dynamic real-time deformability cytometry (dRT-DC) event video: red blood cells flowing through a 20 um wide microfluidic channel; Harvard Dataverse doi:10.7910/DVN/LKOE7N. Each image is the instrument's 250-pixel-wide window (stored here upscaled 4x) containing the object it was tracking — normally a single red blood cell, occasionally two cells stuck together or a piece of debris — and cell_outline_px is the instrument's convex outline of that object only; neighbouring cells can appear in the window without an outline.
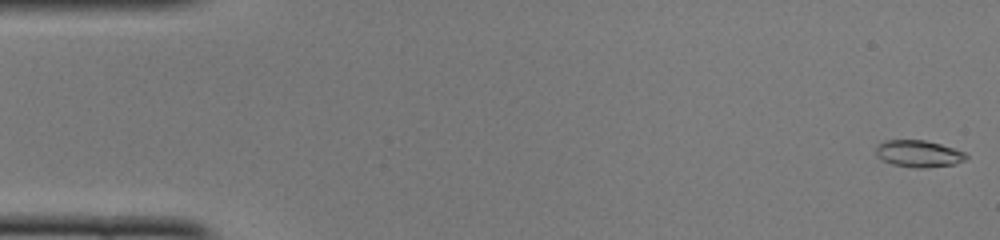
{"species": "common noctule bat (a hibernating species)", "species_latin": "Nyctalus noctula", "temperature_condition": "cold", "stored_images_in_passage": 50, "camera_frame_rate_fps": 3000, "um_per_image_px": 0.085, "animal": {"sex": "female", "body_mass_g": 22.0, "forearm_length_mm": 56.7}, "frame": {"image": 1, "passage_image": 1, "time_ms": 0.0, "image_size_px": [1000, 240], "cell_outline_px": [[968, 156], [964, 160], [956, 164], [924, 168], [916, 168], [892, 164], [880, 160], [876, 156], [876, 144], [884, 140], [924, 140], [940, 144], [964, 152]], "centroid_in_image_um": [78.03, 13.06], "position_along_channel_um": 7.0, "area_um2": 14.22}}
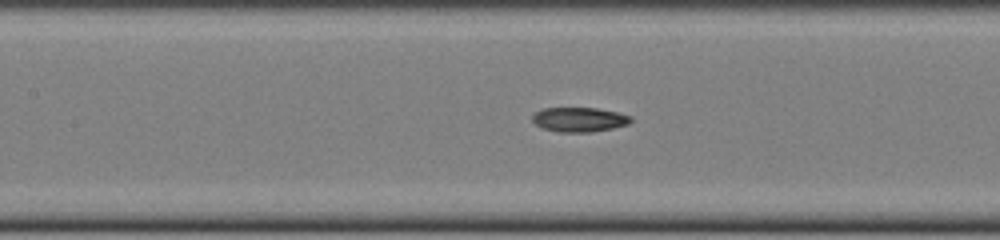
{"frame": {"image": 2, "passage_image": 22, "time_ms": 7.0, "image_size_px": [1000, 240], "cell_outline_px": [[632, 120], [628, 124], [612, 128], [592, 132], [556, 132], [544, 128], [536, 124], [532, 120], [532, 112], [544, 108], [596, 108], [616, 112], [632, 116]], "centroid_in_image_um": [49.21, 10.16], "position_along_channel_um": 158.2, "area_um2": 14.1}}
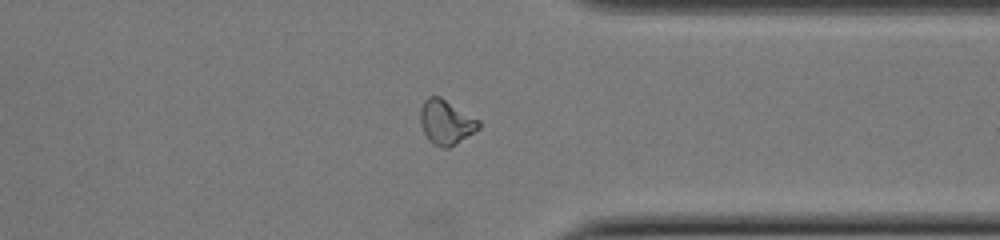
{"frame": {"image": 3, "passage_image": 38, "time_ms": 12.333, "image_size_px": [1000, 240], "cell_outline_px": [[480, 128], [456, 144], [448, 148], [444, 148], [432, 144], [424, 132], [420, 124], [420, 108], [424, 100], [428, 96], [440, 96], [480, 120]], "centroid_in_image_um": [37.91, 10.38], "position_along_channel_um": 373.5, "area_um2": 15.26}, "authors_computed_cell_mechanics": {"area_um2": 14.5078, "velocity_mm_per_s": 4.1023, "shape_relaxation_time_tau1_ms": 11.3808, "shape_relaxation_time_tau2_ms": 3.3613, "deformation_change_tau1": 0.2463, "deformation_change_tau2": 0.1009}}